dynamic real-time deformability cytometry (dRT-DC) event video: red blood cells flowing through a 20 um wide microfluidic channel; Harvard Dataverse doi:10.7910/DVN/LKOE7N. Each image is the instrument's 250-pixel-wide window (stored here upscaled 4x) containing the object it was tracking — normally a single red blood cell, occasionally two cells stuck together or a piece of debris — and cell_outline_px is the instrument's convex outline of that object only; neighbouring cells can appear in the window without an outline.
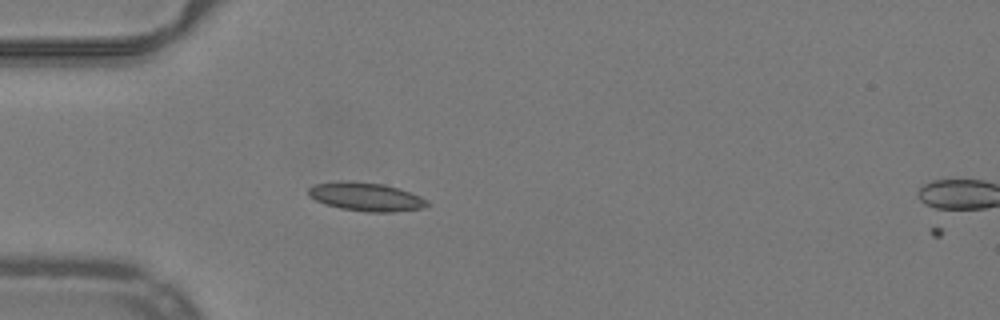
{"species": "common noctule bat (a hibernating species)", "species_latin": "Nyctalus noctula", "temperature_condition": "warm", "stored_images_in_passage": 37, "camera_frame_rate_fps": 3000, "um_per_image_px": 0.085, "animal": {"sex": "male", "body_mass_g": 19.2, "forearm_length_mm": 51.8}, "frame": {"image": 1, "passage_image": 1, "time_ms": 0.0, "image_size_px": [1000, 320], "cell_outline_px": [[428, 204], [424, 208], [392, 212], [368, 212], [340, 208], [324, 204], [308, 196], [308, 188], [316, 184], [340, 180], [352, 180], [384, 184], [400, 188], [420, 196], [428, 200]], "centroid_in_image_um": [31.1, 16.71], "position_along_channel_um": 53.9, "area_um2": 20.0}}
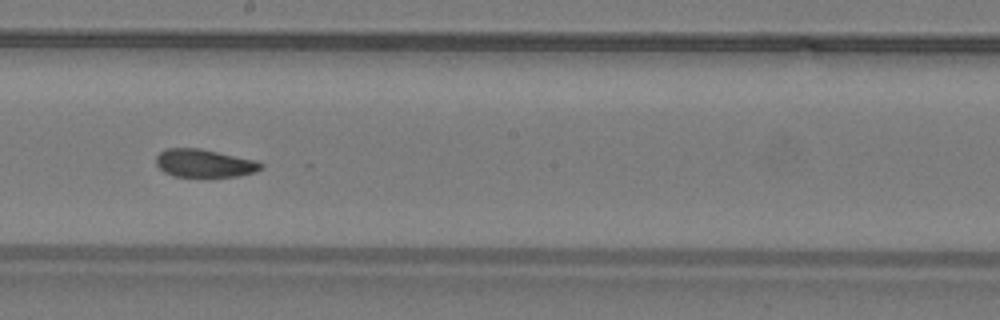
{"frame": {"image": 2, "passage_image": 15, "time_ms": 4.667, "image_size_px": [1000, 320], "cell_outline_px": [[264, 168], [256, 172], [240, 176], [208, 180], [172, 176], [164, 172], [156, 164], [156, 156], [160, 152], [168, 148], [200, 148], [256, 160], [264, 164]], "centroid_in_image_um": [17.41, 13.94], "position_along_channel_um": 230.8, "area_um2": 18.15}}
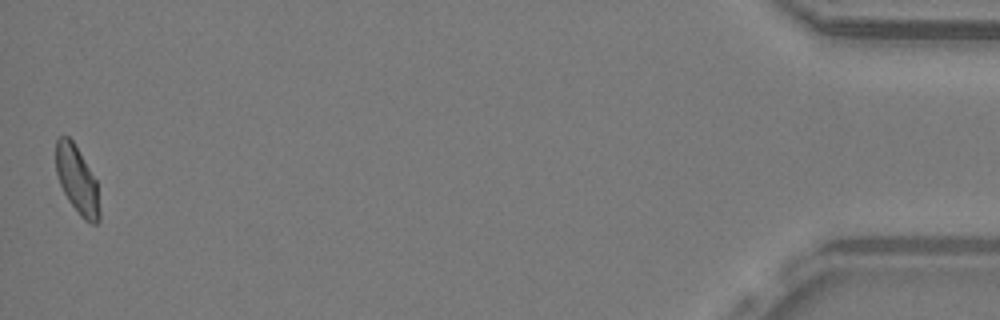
{"frame": {"image": 3, "passage_image": 37, "time_ms": 12.0, "image_size_px": [1000, 320], "cell_outline_px": [[100, 220], [96, 224], [92, 224], [84, 220], [80, 216], [68, 200], [60, 184], [56, 172], [56, 140], [60, 136], [68, 136], [72, 140], [96, 180], [100, 212]], "centroid_in_image_um": [6.56, 15.34], "position_along_channel_um": 428.6, "area_um2": 17.05}, "authors_computed_cell_mechanics": {"area_um2": 17.629, "velocity_mm_per_s": 3.975, "shape_relaxation_time_tau1_ms": null, "shape_relaxation_time_tau2_ms": 2.2053, "deformation_change_tau1": null, "deformation_change_tau2": 0.0651}}